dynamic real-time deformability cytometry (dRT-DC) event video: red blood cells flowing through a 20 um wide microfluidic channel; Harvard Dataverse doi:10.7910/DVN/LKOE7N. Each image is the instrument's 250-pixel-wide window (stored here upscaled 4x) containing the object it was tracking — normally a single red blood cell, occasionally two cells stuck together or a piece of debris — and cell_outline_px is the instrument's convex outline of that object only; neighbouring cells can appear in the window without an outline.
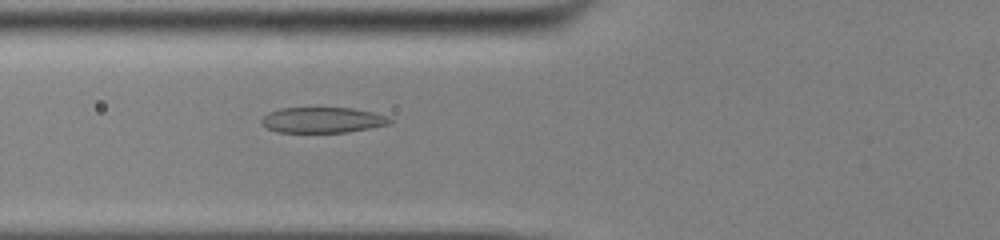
{"species": "common noctule bat (a hibernating species)", "species_latin": "Nyctalus noctula", "temperature_condition": "cold", "stored_images_in_passage": 47, "camera_frame_rate_fps": 3000, "um_per_image_px": 0.085, "animal": {"sex": "male", "body_mass_g": 13.0, "forearm_length_mm": 53.1}, "frame": {"image": 1, "passage_image": 15, "time_ms": 4.667, "image_size_px": [1000, 240], "cell_outline_px": [[392, 120], [388, 124], [348, 132], [280, 132], [268, 128], [260, 120], [268, 112], [280, 108], [352, 108], [372, 112], [388, 116]], "centroid_in_image_um": [27.41, 10.19], "position_along_channel_um": 98.4, "area_um2": 18.9}}
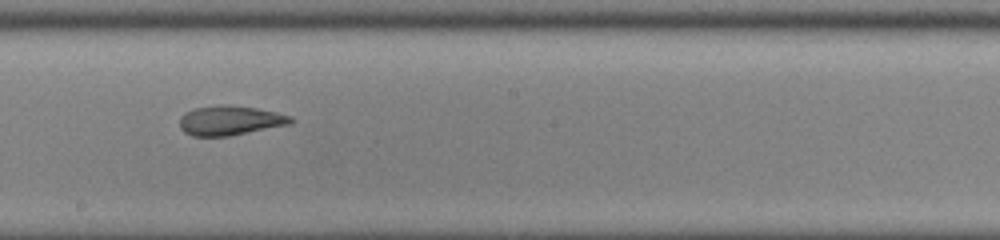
{"frame": {"image": 2, "passage_image": 25, "time_ms": 8.0, "image_size_px": [1000, 240], "cell_outline_px": [[296, 120], [292, 124], [228, 136], [192, 136], [184, 132], [180, 128], [180, 116], [184, 112], [192, 108], [220, 104], [256, 108], [276, 112], [292, 116]], "centroid_in_image_um": [19.55, 10.23], "position_along_channel_um": 228.6, "area_um2": 19.36}}
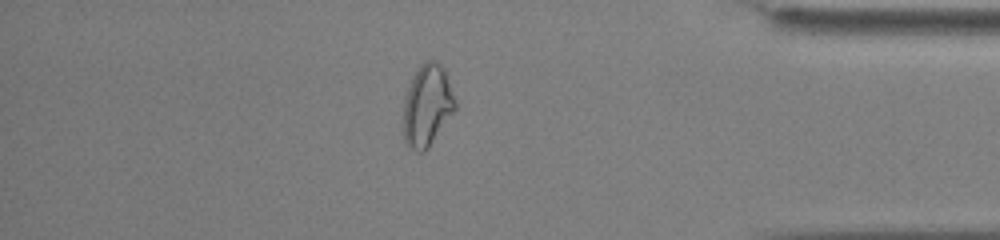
{"frame": {"image": 3, "passage_image": 40, "time_ms": 13.0, "image_size_px": [1000, 240], "cell_outline_px": [[456, 108], [428, 148], [424, 152], [416, 152], [404, 140], [404, 96], [420, 64], [428, 60], [436, 60], [444, 68], [456, 100]], "centroid_in_image_um": [36.32, 8.96], "position_along_channel_um": 398.9, "area_um2": 24.39}, "authors_computed_cell_mechanics": {"area_um2": 21.5016, "velocity_mm_per_s": 3.9093, "shape_relaxation_time_tau1_ms": 6.6487, "shape_relaxation_time_tau2_ms": 2.2727, "deformation_change_tau1": 0.2, "deformation_change_tau2": 0.0976}}